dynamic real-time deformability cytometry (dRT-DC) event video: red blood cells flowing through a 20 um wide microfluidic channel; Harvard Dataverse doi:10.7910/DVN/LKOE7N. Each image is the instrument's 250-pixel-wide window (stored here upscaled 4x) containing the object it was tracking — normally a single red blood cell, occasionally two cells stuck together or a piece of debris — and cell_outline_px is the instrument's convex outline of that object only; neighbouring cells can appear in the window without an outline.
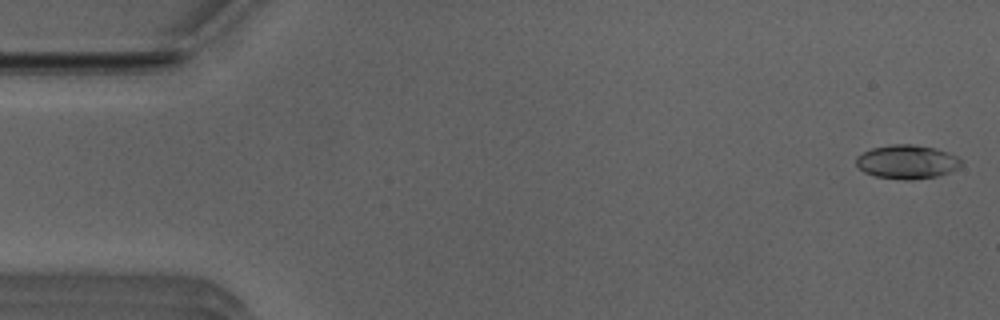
{"species": "Egyptian fruit bat (a non-hibernating species)", "species_latin": "Rousettus aegyptiacus", "temperature_condition": "room temperature", "stored_images_in_passage": 51, "camera_frame_rate_fps": 3000, "um_per_image_px": 0.085, "animal": {"sex": "male"}, "frame": {"image": 1, "passage_image": 1, "time_ms": 0.0, "image_size_px": [1000, 320], "cell_outline_px": [[964, 160], [956, 168], [948, 172], [936, 176], [912, 180], [904, 180], [876, 176], [864, 172], [856, 164], [856, 156], [872, 148], [892, 144], [912, 144], [932, 148], [956, 156]], "centroid_in_image_um": [77.06, 13.76], "position_along_channel_um": 7.9, "area_um2": 20.4}}
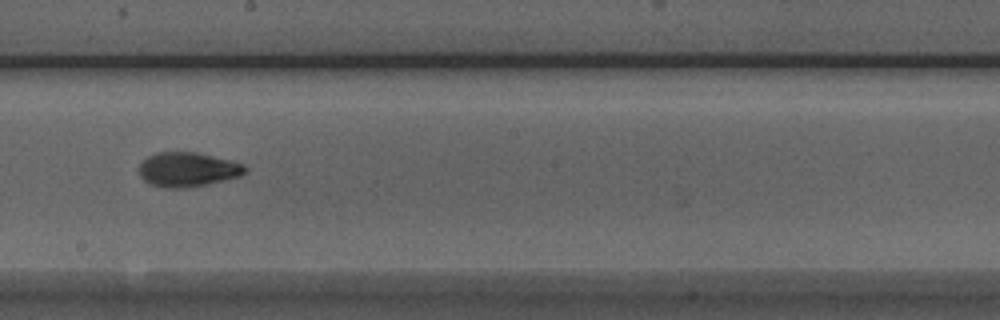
{"frame": {"image": 2, "passage_image": 28, "time_ms": 9.0, "image_size_px": [1000, 320], "cell_outline_px": [[244, 172], [240, 176], [204, 184], [184, 188], [168, 188], [148, 184], [140, 176], [140, 164], [148, 156], [156, 152], [196, 152], [244, 164]], "centroid_in_image_um": [15.89, 14.4], "position_along_channel_um": 232.3, "area_um2": 20.87}}
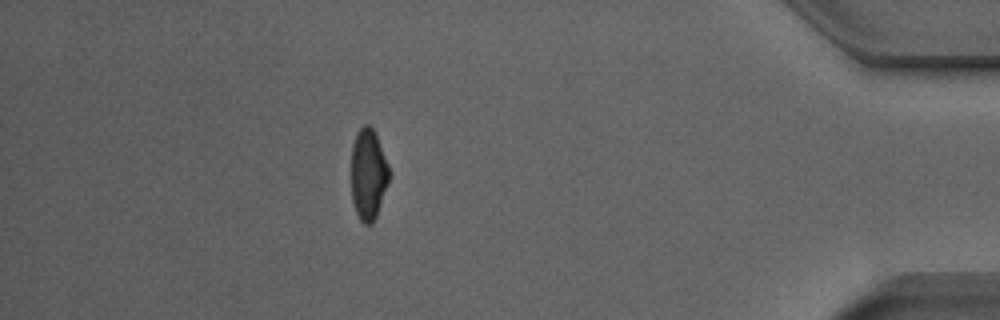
{"frame": {"image": 3, "passage_image": 45, "time_ms": 14.667, "image_size_px": [1000, 320], "cell_outline_px": [[392, 172], [376, 216], [372, 224], [364, 224], [360, 220], [356, 212], [352, 200], [352, 144], [356, 132], [364, 124], [368, 124], [376, 132]], "centroid_in_image_um": [31.33, 14.77], "position_along_channel_um": 403.9, "area_um2": 20.4}, "authors_computed_cell_mechanics": {"area_um2": 20.23, "velocity_mm_per_s": 3.9501, "shape_relaxation_time_tau1_ms": 4.7728, "shape_relaxation_time_tau2_ms": 2.302, "deformation_change_tau1": 0.1807, "deformation_change_tau2": 0.0774}}